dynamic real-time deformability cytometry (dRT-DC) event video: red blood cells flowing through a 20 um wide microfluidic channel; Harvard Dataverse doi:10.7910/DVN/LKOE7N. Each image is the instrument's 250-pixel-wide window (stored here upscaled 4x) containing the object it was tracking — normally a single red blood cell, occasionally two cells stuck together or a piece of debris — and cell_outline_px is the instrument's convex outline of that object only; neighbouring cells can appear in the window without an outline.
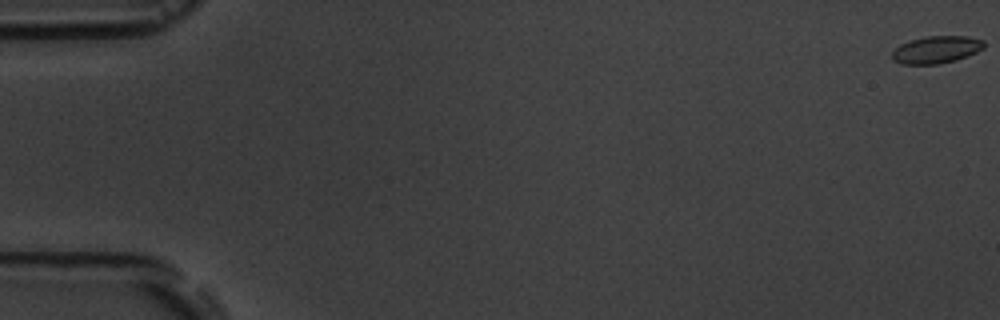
{"species": "common noctule bat (a hibernating species)", "species_latin": "Nyctalus noctula", "temperature_condition": "room temperature", "stored_images_in_passage": 5, "camera_frame_rate_fps": 3000, "um_per_image_px": 0.085, "animal": {"sex": "male", "body_mass_g": 19.5, "forearm_length_mm": 54.6}, "frame": {"image": 1, "passage_image": 1, "time_ms": 0.0, "image_size_px": [1000, 320], "cell_outline_px": [[984, 48], [976, 52], [956, 60], [940, 64], [900, 64], [892, 60], [892, 52], [900, 44], [924, 36], [968, 36], [984, 40]], "centroid_in_image_um": [79.58, 4.22], "position_along_channel_um": 5.4, "area_um2": 14.68}}